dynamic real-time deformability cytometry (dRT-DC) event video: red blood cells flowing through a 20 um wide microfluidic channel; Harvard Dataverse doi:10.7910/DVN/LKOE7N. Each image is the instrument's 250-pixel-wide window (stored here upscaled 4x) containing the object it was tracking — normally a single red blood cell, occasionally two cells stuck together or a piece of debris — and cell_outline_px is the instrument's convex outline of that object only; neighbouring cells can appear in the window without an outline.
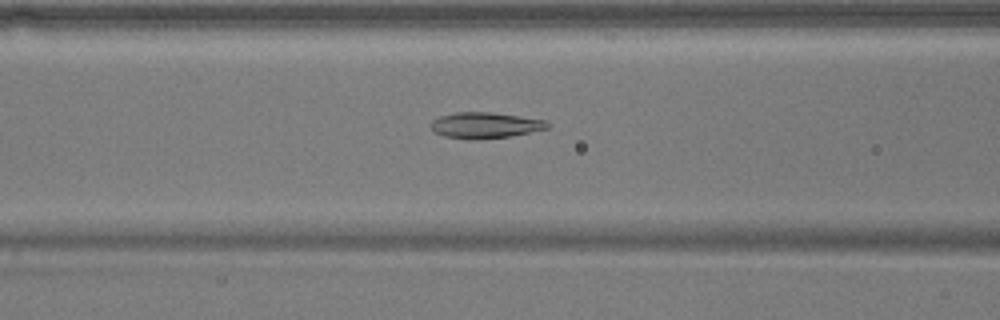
{"species": "common noctule bat (a hibernating species)", "species_latin": "Nyctalus noctula", "temperature_condition": "warm", "stored_images_in_passage": 53, "camera_frame_rate_fps": 3000, "um_per_image_px": 0.085, "animal": {"sex": "male", "body_mass_g": 17.9}, "frame": {"image": 1, "passage_image": 21, "time_ms": 6.667, "image_size_px": [1000, 320], "cell_outline_px": [[548, 128], [508, 136], [476, 140], [472, 140], [444, 136], [432, 132], [428, 124], [432, 120], [440, 116], [456, 112], [488, 112], [548, 120]], "centroid_in_image_um": [41.15, 10.65], "position_along_channel_um": 125.4, "area_um2": 17.63}}
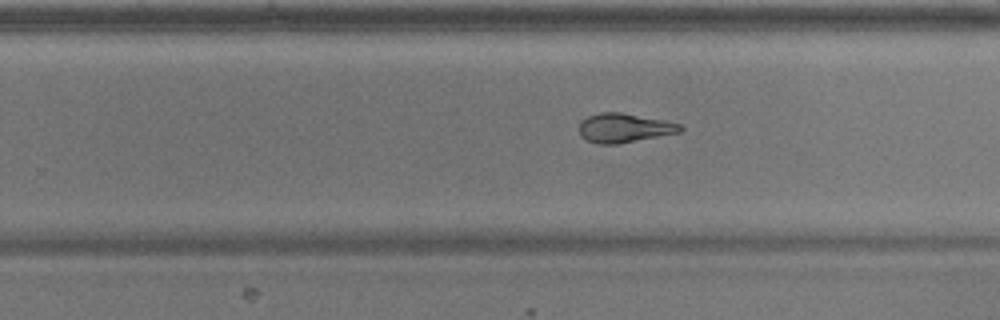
{"frame": {"image": 2, "passage_image": 33, "time_ms": 10.667, "image_size_px": [1000, 320], "cell_outline_px": [[684, 128], [680, 132], [616, 144], [596, 144], [584, 140], [580, 136], [580, 120], [588, 116], [600, 112], [620, 112], [664, 120], [680, 124]], "centroid_in_image_um": [53.01, 10.87], "position_along_channel_um": 276.8, "area_um2": 17.17}}
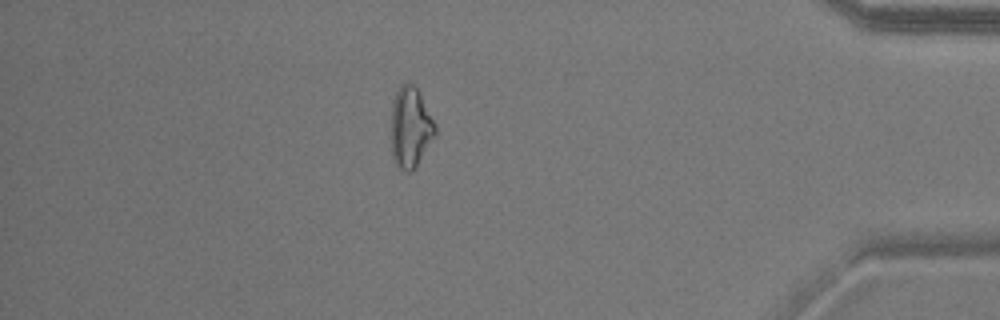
{"frame": {"image": 3, "passage_image": 46, "time_ms": 15.0, "image_size_px": [1000, 320], "cell_outline_px": [[436, 136], [412, 172], [408, 172], [400, 168], [396, 164], [392, 156], [392, 100], [400, 84], [408, 80], [420, 92], [436, 124]], "centroid_in_image_um": [34.91, 10.79], "position_along_channel_um": 400.3, "area_um2": 20.92}, "authors_computed_cell_mechanics": {"area_um2": 19.074, "velocity_mm_per_s": 3.7903, "shape_relaxation_time_tau1_ms": 7.4152, "shape_relaxation_time_tau2_ms": 2.6434, "deformation_change_tau1": 0.2085, "deformation_change_tau2": 0.0982}}